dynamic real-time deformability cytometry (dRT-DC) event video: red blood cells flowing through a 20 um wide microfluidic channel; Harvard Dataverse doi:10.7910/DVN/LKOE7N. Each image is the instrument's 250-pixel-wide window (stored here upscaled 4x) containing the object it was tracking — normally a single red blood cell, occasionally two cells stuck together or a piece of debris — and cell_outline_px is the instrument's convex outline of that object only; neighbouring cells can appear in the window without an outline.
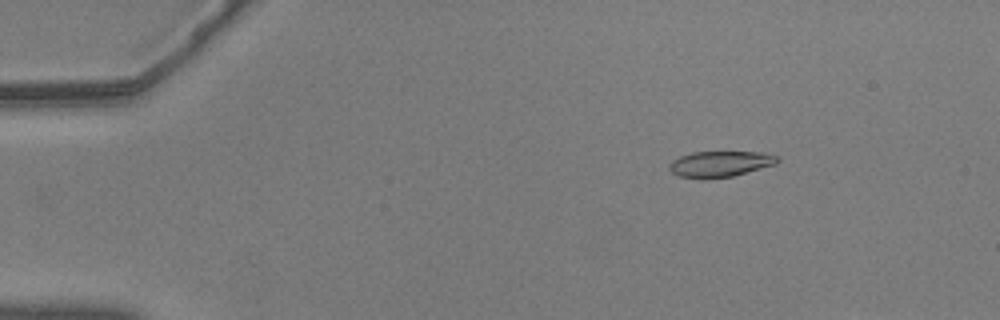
{"species": "common noctule bat (a hibernating species)", "species_latin": "Nyctalus noctula", "temperature_condition": "warm", "stored_images_in_passage": 44, "camera_frame_rate_fps": 3000, "um_per_image_px": 0.085, "animal": {"sex": "male", "body_mass_g": 20.5, "forearm_length_mm": 52.5}, "frame": {"image": 1, "passage_image": 3, "time_ms": 0.667, "image_size_px": [1000, 320], "cell_outline_px": [[780, 160], [776, 164], [732, 176], [676, 176], [668, 168], [668, 164], [672, 160], [680, 156], [692, 152], [760, 152], [776, 156]], "centroid_in_image_um": [61.21, 13.89], "position_along_channel_um": 23.8, "area_um2": 15.66}}
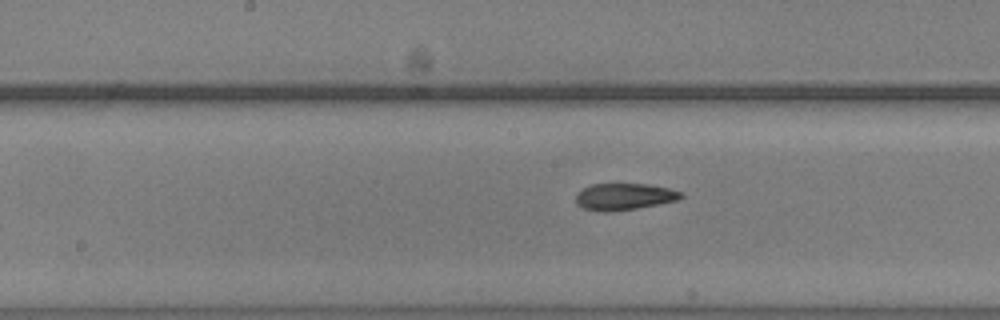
{"frame": {"image": 2, "passage_image": 24, "time_ms": 7.667, "image_size_px": [1000, 320], "cell_outline_px": [[684, 196], [680, 200], [636, 208], [612, 212], [600, 212], [584, 208], [576, 204], [576, 192], [592, 184], [616, 180], [648, 184], [668, 188], [684, 192]], "centroid_in_image_um": [53.05, 16.66], "position_along_channel_um": 195.2, "area_um2": 17.34}}
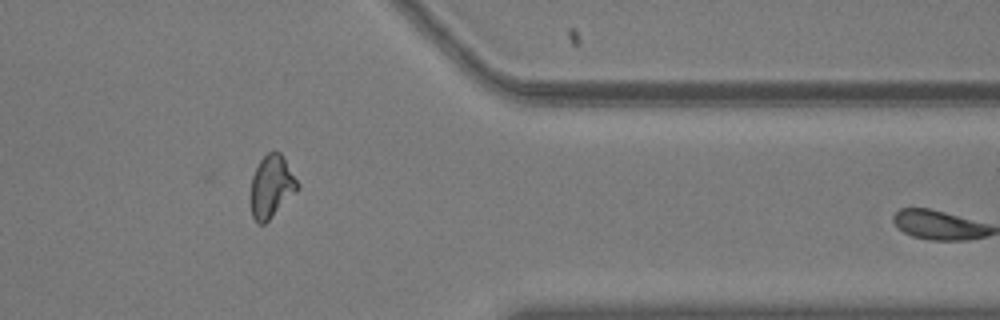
{"frame": {"image": 3, "passage_image": 41, "time_ms": 13.333, "image_size_px": [1000, 320], "cell_outline_px": [[300, 188], [264, 224], [260, 224], [252, 216], [252, 176], [260, 160], [268, 152], [280, 152], [300, 184]], "centroid_in_image_um": [23.11, 15.83], "position_along_channel_um": 388.3, "area_um2": 16.59}, "authors_computed_cell_mechanics": {"area_um2": 16.9354, "velocity_mm_per_s": 3.6511, "shape_relaxation_time_tau1_ms": 6.4439, "shape_relaxation_time_tau2_ms": 2.6405, "deformation_change_tau1": 0.1946, "deformation_change_tau2": 0.0973}}